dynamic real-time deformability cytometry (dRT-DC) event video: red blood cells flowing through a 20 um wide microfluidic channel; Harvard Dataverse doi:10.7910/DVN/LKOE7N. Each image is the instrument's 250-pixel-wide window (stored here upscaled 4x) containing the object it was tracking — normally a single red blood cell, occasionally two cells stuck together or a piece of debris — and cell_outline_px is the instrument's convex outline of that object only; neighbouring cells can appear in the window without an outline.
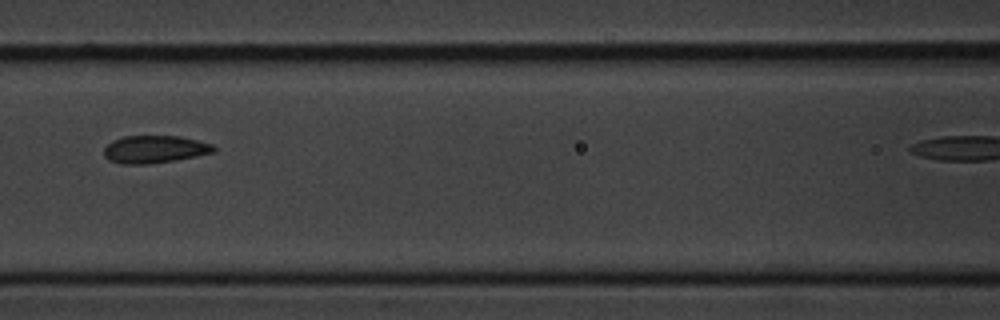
{"species": "common noctule bat (a hibernating species)", "species_latin": "Nyctalus noctula", "temperature_condition": "cold", "stored_images_in_passage": 11, "camera_frame_rate_fps": 3000, "um_per_image_px": 0.085, "animal": {"sex": "male", "body_mass_g": 20.1, "forearm_length_mm": 53.5}, "frame": {"image": 1, "passage_image": 5, "time_ms": 4.667, "image_size_px": [1000, 320], "cell_outline_px": [[216, 152], [176, 160], [148, 164], [124, 164], [108, 160], [104, 156], [104, 148], [112, 140], [124, 136], [180, 136], [212, 144], [216, 148]], "centroid_in_image_um": [13.14, 12.69], "position_along_channel_um": 153.5, "area_um2": 17.69}}
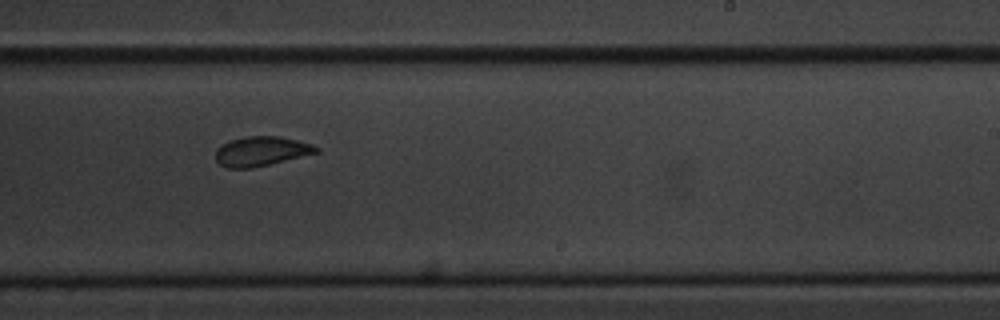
{"frame": {"image": 2, "passage_image": 8, "time_ms": 8.0, "image_size_px": [1000, 320], "cell_outline_px": [[320, 152], [252, 168], [228, 168], [220, 164], [216, 160], [216, 148], [220, 144], [228, 140], [244, 136], [280, 136], [312, 144], [320, 148]], "centroid_in_image_um": [22.19, 12.84], "position_along_channel_um": 266.8, "area_um2": 17.46}}
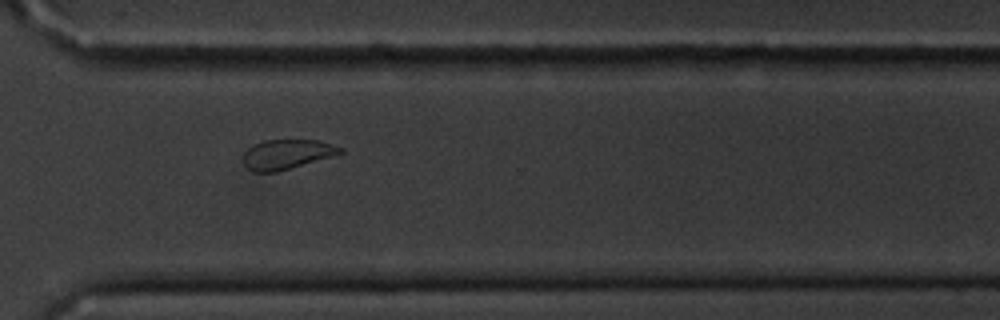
{"frame": {"image": 3, "passage_image": 10, "time_ms": 10.333, "image_size_px": [1000, 320], "cell_outline_px": [[344, 152], [276, 172], [252, 172], [244, 164], [244, 152], [252, 144], [264, 140], [320, 140], [344, 148]], "centroid_in_image_um": [24.36, 13.1], "position_along_channel_um": 346.2, "area_um2": 16.65}}